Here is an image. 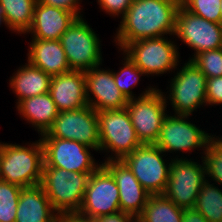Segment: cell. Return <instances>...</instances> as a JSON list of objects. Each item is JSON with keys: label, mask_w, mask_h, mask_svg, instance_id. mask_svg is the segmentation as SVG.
I'll return each mask as SVG.
<instances>
[{"label": "cell", "mask_w": 222, "mask_h": 222, "mask_svg": "<svg viewBox=\"0 0 222 222\" xmlns=\"http://www.w3.org/2000/svg\"><path fill=\"white\" fill-rule=\"evenodd\" d=\"M183 209L163 194L150 195L142 211L137 217L140 222H181Z\"/></svg>", "instance_id": "cb8c5ba5"}, {"label": "cell", "mask_w": 222, "mask_h": 222, "mask_svg": "<svg viewBox=\"0 0 222 222\" xmlns=\"http://www.w3.org/2000/svg\"><path fill=\"white\" fill-rule=\"evenodd\" d=\"M59 41L71 70L86 71L102 65L101 41L83 17L77 18Z\"/></svg>", "instance_id": "ba28073f"}, {"label": "cell", "mask_w": 222, "mask_h": 222, "mask_svg": "<svg viewBox=\"0 0 222 222\" xmlns=\"http://www.w3.org/2000/svg\"><path fill=\"white\" fill-rule=\"evenodd\" d=\"M91 174L43 165L40 185L60 216L78 213Z\"/></svg>", "instance_id": "3957f363"}, {"label": "cell", "mask_w": 222, "mask_h": 222, "mask_svg": "<svg viewBox=\"0 0 222 222\" xmlns=\"http://www.w3.org/2000/svg\"><path fill=\"white\" fill-rule=\"evenodd\" d=\"M61 217L65 220V222H97L95 219H89L80 216L79 214H64Z\"/></svg>", "instance_id": "8d00e7d4"}, {"label": "cell", "mask_w": 222, "mask_h": 222, "mask_svg": "<svg viewBox=\"0 0 222 222\" xmlns=\"http://www.w3.org/2000/svg\"><path fill=\"white\" fill-rule=\"evenodd\" d=\"M181 222H209L195 208L183 209V217Z\"/></svg>", "instance_id": "d590c367"}, {"label": "cell", "mask_w": 222, "mask_h": 222, "mask_svg": "<svg viewBox=\"0 0 222 222\" xmlns=\"http://www.w3.org/2000/svg\"><path fill=\"white\" fill-rule=\"evenodd\" d=\"M205 167L206 177H210V182L222 185V150L212 141L202 157H200Z\"/></svg>", "instance_id": "4dcf8cb0"}, {"label": "cell", "mask_w": 222, "mask_h": 222, "mask_svg": "<svg viewBox=\"0 0 222 222\" xmlns=\"http://www.w3.org/2000/svg\"><path fill=\"white\" fill-rule=\"evenodd\" d=\"M206 181L200 189L194 208L209 222L222 220V190L214 183Z\"/></svg>", "instance_id": "484cf974"}, {"label": "cell", "mask_w": 222, "mask_h": 222, "mask_svg": "<svg viewBox=\"0 0 222 222\" xmlns=\"http://www.w3.org/2000/svg\"><path fill=\"white\" fill-rule=\"evenodd\" d=\"M2 23L10 30L12 31L9 27H8V24H7V21H6V16H5V13H4V8L3 6L0 4V25H2ZM1 27V26H0Z\"/></svg>", "instance_id": "74e56055"}, {"label": "cell", "mask_w": 222, "mask_h": 222, "mask_svg": "<svg viewBox=\"0 0 222 222\" xmlns=\"http://www.w3.org/2000/svg\"><path fill=\"white\" fill-rule=\"evenodd\" d=\"M222 150V143H215Z\"/></svg>", "instance_id": "b9f144b4"}, {"label": "cell", "mask_w": 222, "mask_h": 222, "mask_svg": "<svg viewBox=\"0 0 222 222\" xmlns=\"http://www.w3.org/2000/svg\"><path fill=\"white\" fill-rule=\"evenodd\" d=\"M215 136H216V135H213L212 141H213L214 143H222V136L219 137V135H218V136H216V138H215Z\"/></svg>", "instance_id": "f35d334b"}, {"label": "cell", "mask_w": 222, "mask_h": 222, "mask_svg": "<svg viewBox=\"0 0 222 222\" xmlns=\"http://www.w3.org/2000/svg\"><path fill=\"white\" fill-rule=\"evenodd\" d=\"M39 137L73 140L100 151L99 120L91 106L59 112L52 127Z\"/></svg>", "instance_id": "7c38bea8"}, {"label": "cell", "mask_w": 222, "mask_h": 222, "mask_svg": "<svg viewBox=\"0 0 222 222\" xmlns=\"http://www.w3.org/2000/svg\"><path fill=\"white\" fill-rule=\"evenodd\" d=\"M181 5L197 16L221 24V0H181Z\"/></svg>", "instance_id": "f546056e"}, {"label": "cell", "mask_w": 222, "mask_h": 222, "mask_svg": "<svg viewBox=\"0 0 222 222\" xmlns=\"http://www.w3.org/2000/svg\"><path fill=\"white\" fill-rule=\"evenodd\" d=\"M47 167L62 168L69 172L93 173L102 163L93 158L90 149L73 140L56 137H40Z\"/></svg>", "instance_id": "4fadbf2b"}, {"label": "cell", "mask_w": 222, "mask_h": 222, "mask_svg": "<svg viewBox=\"0 0 222 222\" xmlns=\"http://www.w3.org/2000/svg\"><path fill=\"white\" fill-rule=\"evenodd\" d=\"M124 61L122 60L123 65L118 72L113 71V77L115 80V84L119 88V90L125 95V97L129 99L137 98L134 96L131 89H134L136 85H138L141 76H146L144 72H142L135 63L125 54L123 53Z\"/></svg>", "instance_id": "4316f807"}, {"label": "cell", "mask_w": 222, "mask_h": 222, "mask_svg": "<svg viewBox=\"0 0 222 222\" xmlns=\"http://www.w3.org/2000/svg\"><path fill=\"white\" fill-rule=\"evenodd\" d=\"M49 93L58 112L88 106L84 71L71 70L53 76L50 82Z\"/></svg>", "instance_id": "ac0fdd59"}, {"label": "cell", "mask_w": 222, "mask_h": 222, "mask_svg": "<svg viewBox=\"0 0 222 222\" xmlns=\"http://www.w3.org/2000/svg\"><path fill=\"white\" fill-rule=\"evenodd\" d=\"M165 154L155 144H142L122 161L151 195H157L163 194L166 189L172 163V158L163 159L167 156Z\"/></svg>", "instance_id": "30bf717a"}, {"label": "cell", "mask_w": 222, "mask_h": 222, "mask_svg": "<svg viewBox=\"0 0 222 222\" xmlns=\"http://www.w3.org/2000/svg\"><path fill=\"white\" fill-rule=\"evenodd\" d=\"M51 76L32 65L29 61L18 68L10 77L9 85L16 97V105L25 98L49 92Z\"/></svg>", "instance_id": "603a6c76"}, {"label": "cell", "mask_w": 222, "mask_h": 222, "mask_svg": "<svg viewBox=\"0 0 222 222\" xmlns=\"http://www.w3.org/2000/svg\"><path fill=\"white\" fill-rule=\"evenodd\" d=\"M54 222H65V220L60 216L58 219H56Z\"/></svg>", "instance_id": "ab89813d"}, {"label": "cell", "mask_w": 222, "mask_h": 222, "mask_svg": "<svg viewBox=\"0 0 222 222\" xmlns=\"http://www.w3.org/2000/svg\"><path fill=\"white\" fill-rule=\"evenodd\" d=\"M178 157H172L163 195L182 209L194 208L200 189L208 179L204 163L195 162L193 158Z\"/></svg>", "instance_id": "9c48e42d"}, {"label": "cell", "mask_w": 222, "mask_h": 222, "mask_svg": "<svg viewBox=\"0 0 222 222\" xmlns=\"http://www.w3.org/2000/svg\"><path fill=\"white\" fill-rule=\"evenodd\" d=\"M189 115H173L165 117L155 145L165 153H192L194 149L204 153L212 142L213 135L197 127L189 121Z\"/></svg>", "instance_id": "8fae6325"}, {"label": "cell", "mask_w": 222, "mask_h": 222, "mask_svg": "<svg viewBox=\"0 0 222 222\" xmlns=\"http://www.w3.org/2000/svg\"><path fill=\"white\" fill-rule=\"evenodd\" d=\"M23 119L37 130L39 135L47 133L58 115L57 107L50 93L21 100L15 107Z\"/></svg>", "instance_id": "7402d4cb"}, {"label": "cell", "mask_w": 222, "mask_h": 222, "mask_svg": "<svg viewBox=\"0 0 222 222\" xmlns=\"http://www.w3.org/2000/svg\"><path fill=\"white\" fill-rule=\"evenodd\" d=\"M40 3L73 12L78 18L83 17L80 6L82 0H38Z\"/></svg>", "instance_id": "836d02e7"}, {"label": "cell", "mask_w": 222, "mask_h": 222, "mask_svg": "<svg viewBox=\"0 0 222 222\" xmlns=\"http://www.w3.org/2000/svg\"><path fill=\"white\" fill-rule=\"evenodd\" d=\"M181 0H133L121 17L114 42L121 50L129 43L158 38L175 32L176 14Z\"/></svg>", "instance_id": "6da1fadb"}, {"label": "cell", "mask_w": 222, "mask_h": 222, "mask_svg": "<svg viewBox=\"0 0 222 222\" xmlns=\"http://www.w3.org/2000/svg\"><path fill=\"white\" fill-rule=\"evenodd\" d=\"M190 61L201 70L206 78L222 76V48L198 53Z\"/></svg>", "instance_id": "f1b7e54d"}, {"label": "cell", "mask_w": 222, "mask_h": 222, "mask_svg": "<svg viewBox=\"0 0 222 222\" xmlns=\"http://www.w3.org/2000/svg\"><path fill=\"white\" fill-rule=\"evenodd\" d=\"M77 18L73 12L37 0L33 21L26 34H31L33 39L59 40Z\"/></svg>", "instance_id": "d6986e66"}, {"label": "cell", "mask_w": 222, "mask_h": 222, "mask_svg": "<svg viewBox=\"0 0 222 222\" xmlns=\"http://www.w3.org/2000/svg\"><path fill=\"white\" fill-rule=\"evenodd\" d=\"M97 115L99 120L100 152H107L105 154L106 160L104 159V161L122 160L142 145L126 107L99 111ZM110 152L111 155H108Z\"/></svg>", "instance_id": "277c9868"}, {"label": "cell", "mask_w": 222, "mask_h": 222, "mask_svg": "<svg viewBox=\"0 0 222 222\" xmlns=\"http://www.w3.org/2000/svg\"><path fill=\"white\" fill-rule=\"evenodd\" d=\"M22 187L0 180V222H15Z\"/></svg>", "instance_id": "83f0119b"}, {"label": "cell", "mask_w": 222, "mask_h": 222, "mask_svg": "<svg viewBox=\"0 0 222 222\" xmlns=\"http://www.w3.org/2000/svg\"><path fill=\"white\" fill-rule=\"evenodd\" d=\"M207 106L222 105V76L207 78Z\"/></svg>", "instance_id": "1f68e13d"}, {"label": "cell", "mask_w": 222, "mask_h": 222, "mask_svg": "<svg viewBox=\"0 0 222 222\" xmlns=\"http://www.w3.org/2000/svg\"><path fill=\"white\" fill-rule=\"evenodd\" d=\"M173 37L193 49L194 55L189 57L191 60L198 53L222 48V24L208 21L180 5Z\"/></svg>", "instance_id": "9a60e30c"}, {"label": "cell", "mask_w": 222, "mask_h": 222, "mask_svg": "<svg viewBox=\"0 0 222 222\" xmlns=\"http://www.w3.org/2000/svg\"><path fill=\"white\" fill-rule=\"evenodd\" d=\"M167 36L142 39L127 44L125 53L146 76H159L177 69L180 63L178 45Z\"/></svg>", "instance_id": "8992f818"}, {"label": "cell", "mask_w": 222, "mask_h": 222, "mask_svg": "<svg viewBox=\"0 0 222 222\" xmlns=\"http://www.w3.org/2000/svg\"><path fill=\"white\" fill-rule=\"evenodd\" d=\"M23 146L0 142V180L22 188L41 183L44 150L41 140Z\"/></svg>", "instance_id": "7a4b0ae2"}, {"label": "cell", "mask_w": 222, "mask_h": 222, "mask_svg": "<svg viewBox=\"0 0 222 222\" xmlns=\"http://www.w3.org/2000/svg\"><path fill=\"white\" fill-rule=\"evenodd\" d=\"M100 66L84 71L88 105L97 112L125 108L128 99L115 84L112 70Z\"/></svg>", "instance_id": "2e32d148"}, {"label": "cell", "mask_w": 222, "mask_h": 222, "mask_svg": "<svg viewBox=\"0 0 222 222\" xmlns=\"http://www.w3.org/2000/svg\"><path fill=\"white\" fill-rule=\"evenodd\" d=\"M133 0H97L99 8L113 17L120 18L127 12Z\"/></svg>", "instance_id": "d6a6232c"}, {"label": "cell", "mask_w": 222, "mask_h": 222, "mask_svg": "<svg viewBox=\"0 0 222 222\" xmlns=\"http://www.w3.org/2000/svg\"><path fill=\"white\" fill-rule=\"evenodd\" d=\"M31 39L27 61L51 77L71 71L59 40Z\"/></svg>", "instance_id": "44dd1931"}, {"label": "cell", "mask_w": 222, "mask_h": 222, "mask_svg": "<svg viewBox=\"0 0 222 222\" xmlns=\"http://www.w3.org/2000/svg\"><path fill=\"white\" fill-rule=\"evenodd\" d=\"M144 90L137 98L129 99L126 108L140 142L155 144L168 113L169 101L157 87L147 86Z\"/></svg>", "instance_id": "5b68a950"}, {"label": "cell", "mask_w": 222, "mask_h": 222, "mask_svg": "<svg viewBox=\"0 0 222 222\" xmlns=\"http://www.w3.org/2000/svg\"><path fill=\"white\" fill-rule=\"evenodd\" d=\"M59 217L40 184L22 188L15 222H54Z\"/></svg>", "instance_id": "ffe728a7"}, {"label": "cell", "mask_w": 222, "mask_h": 222, "mask_svg": "<svg viewBox=\"0 0 222 222\" xmlns=\"http://www.w3.org/2000/svg\"><path fill=\"white\" fill-rule=\"evenodd\" d=\"M97 222H134L136 217L125 212L103 215L95 218Z\"/></svg>", "instance_id": "e575fe53"}, {"label": "cell", "mask_w": 222, "mask_h": 222, "mask_svg": "<svg viewBox=\"0 0 222 222\" xmlns=\"http://www.w3.org/2000/svg\"><path fill=\"white\" fill-rule=\"evenodd\" d=\"M180 68L169 81V96L164 94L165 100L170 101L175 115L191 116L202 105L207 106V78L190 60Z\"/></svg>", "instance_id": "52a82bcc"}, {"label": "cell", "mask_w": 222, "mask_h": 222, "mask_svg": "<svg viewBox=\"0 0 222 222\" xmlns=\"http://www.w3.org/2000/svg\"><path fill=\"white\" fill-rule=\"evenodd\" d=\"M119 189L111 172L101 164L91 175L85 190L80 216L95 219L120 212Z\"/></svg>", "instance_id": "5bb4252c"}, {"label": "cell", "mask_w": 222, "mask_h": 222, "mask_svg": "<svg viewBox=\"0 0 222 222\" xmlns=\"http://www.w3.org/2000/svg\"><path fill=\"white\" fill-rule=\"evenodd\" d=\"M102 164L113 175L119 189L120 210L135 216L142 213L151 195L122 160L104 161Z\"/></svg>", "instance_id": "e0dca14e"}, {"label": "cell", "mask_w": 222, "mask_h": 222, "mask_svg": "<svg viewBox=\"0 0 222 222\" xmlns=\"http://www.w3.org/2000/svg\"><path fill=\"white\" fill-rule=\"evenodd\" d=\"M220 11H221V24H222V0H221Z\"/></svg>", "instance_id": "60d3db41"}, {"label": "cell", "mask_w": 222, "mask_h": 222, "mask_svg": "<svg viewBox=\"0 0 222 222\" xmlns=\"http://www.w3.org/2000/svg\"><path fill=\"white\" fill-rule=\"evenodd\" d=\"M37 0H0L12 33L24 34L31 27Z\"/></svg>", "instance_id": "d4e9b609"}]
</instances>
